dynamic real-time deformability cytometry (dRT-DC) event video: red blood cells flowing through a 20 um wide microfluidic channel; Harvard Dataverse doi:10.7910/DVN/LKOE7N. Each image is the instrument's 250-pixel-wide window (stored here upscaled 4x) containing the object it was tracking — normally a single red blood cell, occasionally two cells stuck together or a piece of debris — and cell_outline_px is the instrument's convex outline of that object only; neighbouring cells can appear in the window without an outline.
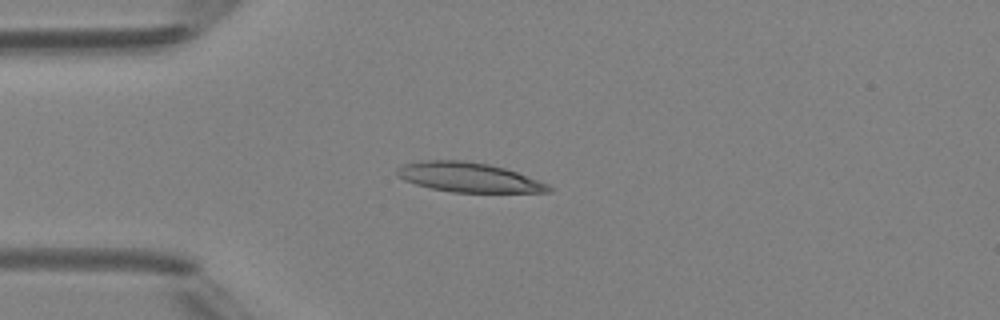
{"species": "Egyptian fruit bat (a non-hibernating species)", "species_latin": "Rousettus aegyptiacus", "temperature_condition": "room temperature", "stored_images_in_passage": 4, "camera_frame_rate_fps": 3000, "um_per_image_px": 0.085, "animal": {"sex": "female"}, "frame": {"image": 1, "passage_image": 3, "time_ms": 2.333, "image_size_px": [1000, 320], "cell_outline_px": [[552, 192], [452, 192], [432, 188], [416, 184], [404, 180], [396, 176], [396, 168], [404, 164], [420, 160], [460, 160], [488, 164], [504, 168], [516, 172], [548, 184], [552, 188]], "centroid_in_image_um": [39.79, 15.07], "position_along_channel_um": 45.2, "area_um2": 25.95}}